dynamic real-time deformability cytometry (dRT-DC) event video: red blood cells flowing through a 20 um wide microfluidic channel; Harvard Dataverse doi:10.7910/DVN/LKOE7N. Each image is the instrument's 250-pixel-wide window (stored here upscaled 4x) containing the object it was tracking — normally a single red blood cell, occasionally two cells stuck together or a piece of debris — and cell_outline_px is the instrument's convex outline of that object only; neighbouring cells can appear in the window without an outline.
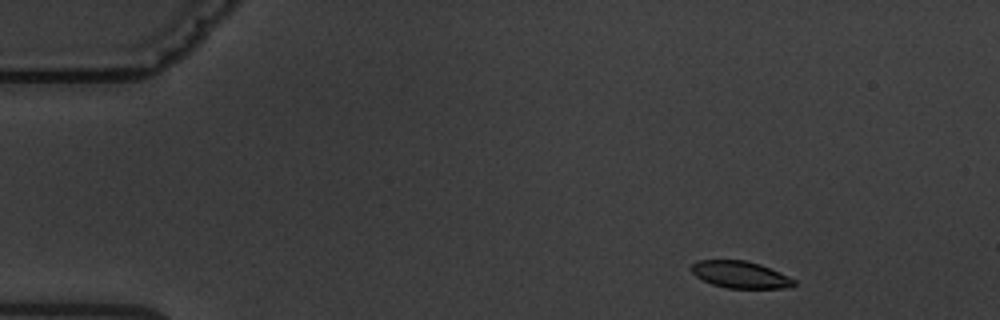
{"species": "common noctule bat (a hibernating species)", "species_latin": "Nyctalus noctula", "temperature_condition": "warm", "stored_images_in_passage": 7, "camera_frame_rate_fps": 3000, "um_per_image_px": 0.085, "animal": {"sex": "male", "body_mass_g": 19.5, "forearm_length_mm": 54.6}, "frame": {"image": 1, "passage_image": 1, "time_ms": 0.0, "image_size_px": [1000, 320], "cell_outline_px": [[796, 284], [792, 288], [728, 288], [712, 284], [696, 276], [692, 272], [692, 264], [696, 260], [744, 260], [760, 264], [780, 272], [796, 280]], "centroid_in_image_um": [62.96, 23.34], "position_along_channel_um": 22.0, "area_um2": 16.13}}
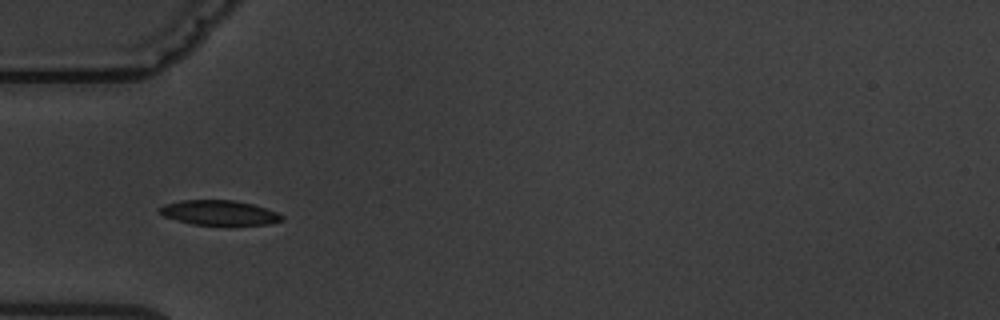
{"frame": {"image": 2, "passage_image": 4, "time_ms": 3.667, "image_size_px": [1000, 320], "cell_outline_px": [[284, 220], [268, 224], [192, 224], [176, 220], [164, 216], [156, 208], [164, 204], [180, 200], [232, 200], [252, 204], [276, 212], [284, 216]], "centroid_in_image_um": [18.59, 18.07], "position_along_channel_um": 66.4, "area_um2": 17.46}}
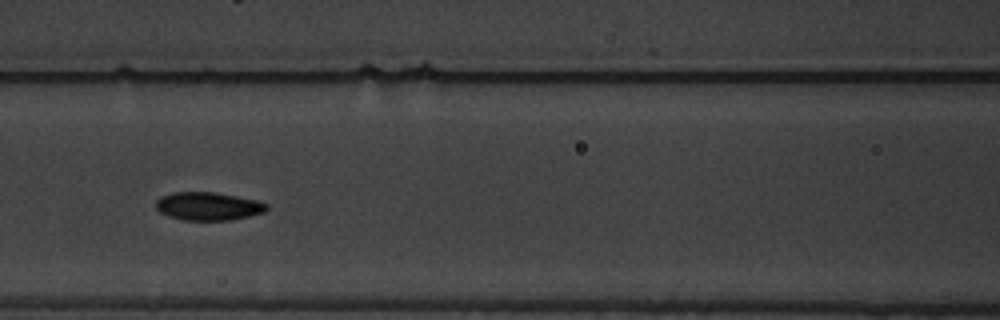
{"frame": {"image": 3, "passage_image": 6, "time_ms": 6.0, "image_size_px": [1000, 320], "cell_outline_px": [[268, 208], [264, 212], [248, 216], [228, 220], [184, 220], [168, 216], [160, 212], [156, 208], [156, 200], [160, 196], [176, 192], [216, 192], [256, 200], [268, 204]], "centroid_in_image_um": [17.68, 17.52], "position_along_channel_um": 148.9, "area_um2": 18.09}}